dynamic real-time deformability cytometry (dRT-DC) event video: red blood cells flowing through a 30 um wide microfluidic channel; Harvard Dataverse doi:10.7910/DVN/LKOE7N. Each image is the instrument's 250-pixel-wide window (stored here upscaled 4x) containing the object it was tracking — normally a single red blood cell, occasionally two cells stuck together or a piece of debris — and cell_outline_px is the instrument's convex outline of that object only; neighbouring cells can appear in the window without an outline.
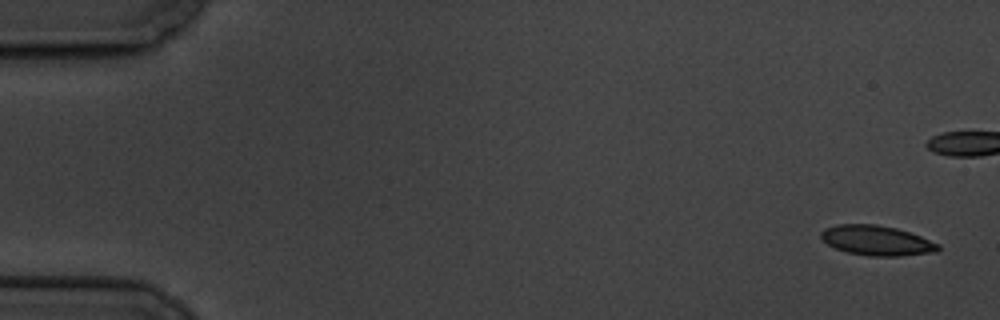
{"species": "common noctule bat (a hibernating species)", "species_latin": "Nyctalus noctula", "temperature_condition": "cold", "stored_images_in_passage": 7, "camera_frame_rate_fps": 3000, "um_per_image_px": 0.085, "animal": {"sex": "male", "body_mass_g": 19.5, "forearm_length_mm": 54.6}, "frame": {"image": 1, "passage_image": 1, "time_ms": 0.0, "image_size_px": [1000, 320], "cell_outline_px": [[940, 248], [936, 252], [900, 256], [868, 256], [848, 252], [836, 248], [828, 244], [820, 236], [820, 232], [824, 228], [836, 224], [876, 224], [896, 228], [920, 236], [940, 244]], "centroid_in_image_um": [74.52, 20.44], "position_along_channel_um": 10.5, "area_um2": 20.4}}
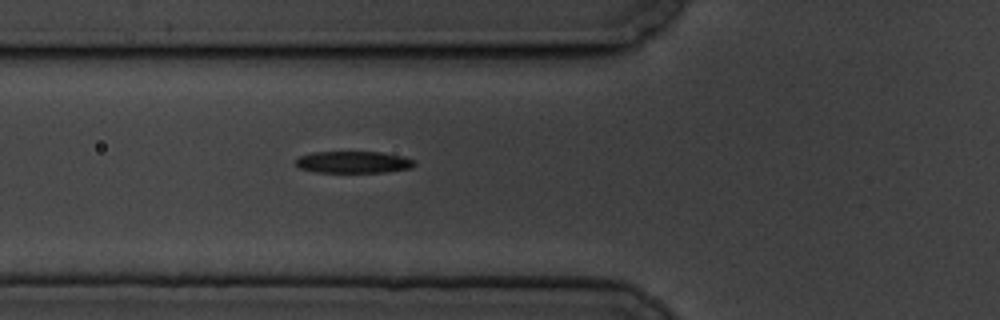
{"frame": {"image": 2, "passage_image": 7, "time_ms": 8.0, "image_size_px": [1000, 320], "cell_outline_px": [[416, 164], [412, 168], [384, 172], [316, 172], [300, 168], [296, 164], [296, 160], [300, 156], [312, 152], [380, 152], [404, 156], [416, 160]], "centroid_in_image_um": [30.09, 13.78], "position_along_channel_um": 95.7, "area_um2": 15.14}}